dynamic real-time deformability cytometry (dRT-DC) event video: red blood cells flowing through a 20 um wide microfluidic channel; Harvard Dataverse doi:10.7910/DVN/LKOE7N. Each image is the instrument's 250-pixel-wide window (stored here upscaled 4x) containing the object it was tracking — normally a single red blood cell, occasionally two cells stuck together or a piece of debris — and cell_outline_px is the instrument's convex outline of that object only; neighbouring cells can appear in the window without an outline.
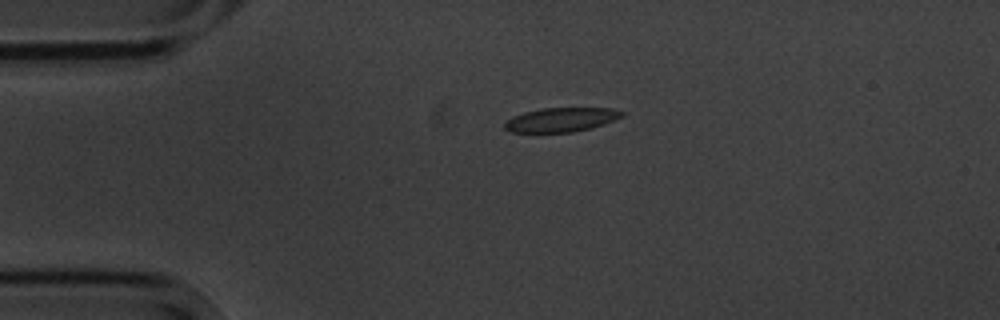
{"species": "common noctule bat (a hibernating species)", "species_latin": "Nyctalus noctula", "temperature_condition": "cold", "stored_images_in_passage": 3, "camera_frame_rate_fps": 3000, "um_per_image_px": 0.085, "animal": {"sex": "male", "body_mass_g": 20.1, "forearm_length_mm": 53.5}, "frame": {"image": 1, "passage_image": 2, "time_ms": 1.333, "image_size_px": [1000, 320], "cell_outline_px": [[624, 116], [604, 124], [592, 128], [572, 132], [508, 132], [504, 128], [504, 124], [512, 116], [524, 112], [544, 108], [612, 108], [624, 112]], "centroid_in_image_um": [47.7, 10.18], "position_along_channel_um": 37.3, "area_um2": 16.53}}